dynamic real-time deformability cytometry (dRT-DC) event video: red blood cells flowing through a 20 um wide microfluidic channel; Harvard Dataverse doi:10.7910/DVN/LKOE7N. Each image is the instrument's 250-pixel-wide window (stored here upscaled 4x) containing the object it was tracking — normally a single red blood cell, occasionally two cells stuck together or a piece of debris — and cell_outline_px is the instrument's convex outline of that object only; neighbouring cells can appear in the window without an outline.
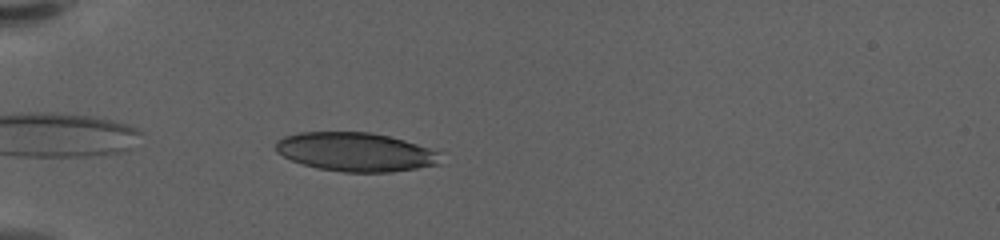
{"species": "human", "species_latin": "Homo sapiens", "temperature_condition": "warm", "stored_images_in_passage": 4, "camera_frame_rate_fps": 3000, "um_per_image_px": 0.085, "donor": {"sex": "female"}, "frame": {"image": 1, "passage_image": 1, "time_ms": 0.0, "image_size_px": [1000, 240], "cell_outline_px": [[444, 164], [392, 172], [344, 172], [316, 168], [292, 160], [276, 152], [276, 140], [284, 136], [300, 132], [372, 132], [404, 140], [440, 152]], "centroid_in_image_um": [30.27, 12.92], "position_along_channel_um": 54.7, "area_um2": 37.51}}
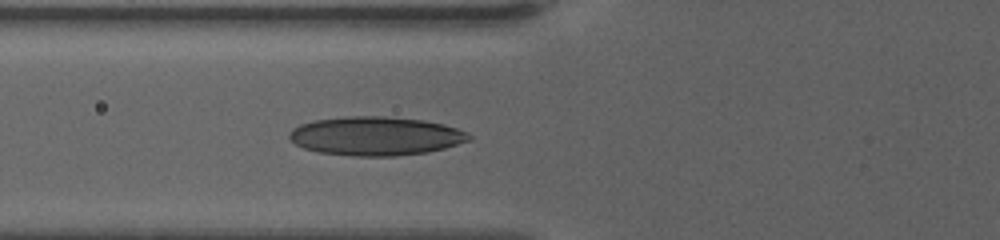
{"frame": {"image": 2, "passage_image": 4, "time_ms": 1.0, "image_size_px": [1000, 240], "cell_outline_px": [[472, 140], [444, 148], [428, 152], [396, 156], [352, 156], [320, 152], [304, 148], [296, 144], [288, 136], [288, 132], [292, 128], [300, 124], [312, 120], [344, 116], [384, 116], [424, 120], [444, 124], [468, 132], [472, 136]], "centroid_in_image_um": [31.94, 11.55], "position_along_channel_um": 93.9, "area_um2": 40.92}}